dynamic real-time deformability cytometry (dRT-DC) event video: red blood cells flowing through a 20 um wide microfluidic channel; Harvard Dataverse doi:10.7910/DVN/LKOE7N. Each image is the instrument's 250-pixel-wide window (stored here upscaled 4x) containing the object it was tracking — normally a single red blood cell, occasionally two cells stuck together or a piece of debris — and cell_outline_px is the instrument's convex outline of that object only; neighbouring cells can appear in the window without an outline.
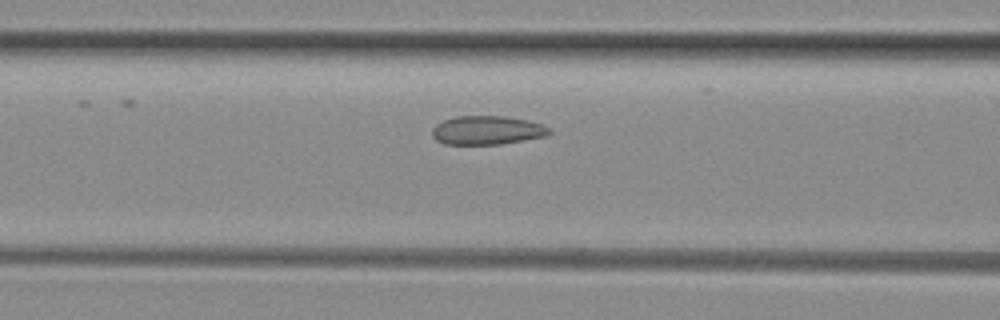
{"species": "common noctule bat (a hibernating species)", "species_latin": "Nyctalus noctula", "temperature_condition": "room temperature", "stored_images_in_passage": 7, "camera_frame_rate_fps": 3000, "um_per_image_px": 0.085, "animal": {"sex": "female", "body_mass_g": 29.2, "forearm_length_mm": 56.3}, "frame": {"image": 1, "passage_image": 5, "time_ms": 1.333, "image_size_px": [1000, 320], "cell_outline_px": [[552, 132], [548, 136], [500, 144], [444, 144], [436, 140], [432, 136], [432, 128], [436, 124], [444, 120], [456, 116], [504, 116], [528, 120], [540, 124], [548, 128]], "centroid_in_image_um": [41.39, 11.07], "position_along_channel_um": 125.2, "area_um2": 19.65}}